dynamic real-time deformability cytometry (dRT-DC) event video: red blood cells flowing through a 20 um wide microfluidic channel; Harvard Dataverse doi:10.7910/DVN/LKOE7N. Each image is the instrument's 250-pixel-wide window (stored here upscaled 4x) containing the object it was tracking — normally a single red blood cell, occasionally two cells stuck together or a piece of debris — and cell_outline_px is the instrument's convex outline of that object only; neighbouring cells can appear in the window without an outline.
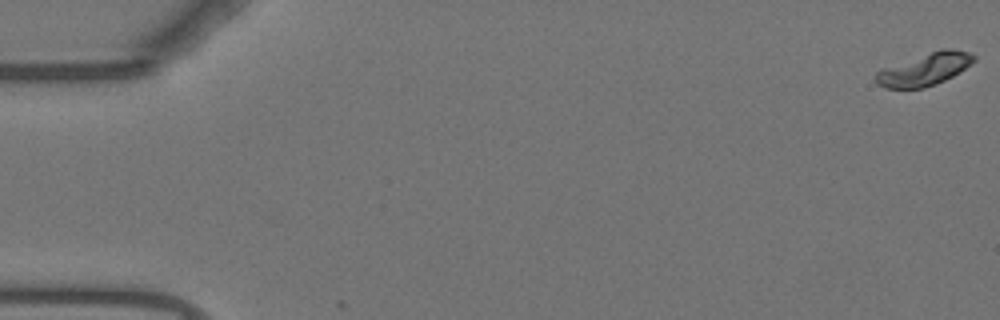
{"species": "Egyptian fruit bat (a non-hibernating species)", "species_latin": "Rousettus aegyptiacus", "temperature_condition": "warm", "stored_images_in_passage": 8, "camera_frame_rate_fps": 3000, "um_per_image_px": 0.085, "animal": {"sex": "female"}, "frame": {"image": 1, "passage_image": 1, "time_ms": 0.0, "image_size_px": [1000, 320], "cell_outline_px": [[976, 60], [952, 76], [936, 84], [924, 88], [884, 88], [876, 84], [876, 72], [880, 68], [944, 48], [952, 48], [968, 52], [976, 56]], "centroid_in_image_um": [78.57, 5.89], "position_along_channel_um": 6.4, "area_um2": 18.38}}